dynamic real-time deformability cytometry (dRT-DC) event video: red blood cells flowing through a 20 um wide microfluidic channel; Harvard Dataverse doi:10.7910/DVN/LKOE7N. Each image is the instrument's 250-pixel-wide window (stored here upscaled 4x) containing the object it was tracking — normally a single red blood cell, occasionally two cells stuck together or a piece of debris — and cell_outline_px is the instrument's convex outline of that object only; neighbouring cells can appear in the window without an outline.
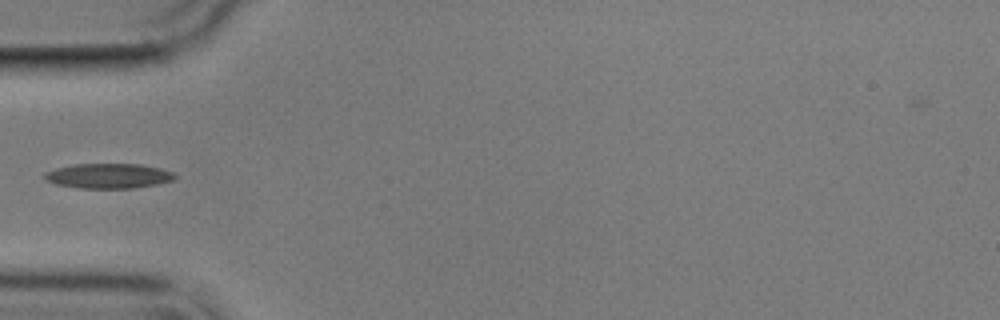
{"species": "common noctule bat (a hibernating species)", "species_latin": "Nyctalus noctula", "temperature_condition": "cold", "stored_images_in_passage": 3, "camera_frame_rate_fps": 3000, "um_per_image_px": 0.085, "animal": {"sex": "male", "body_mass_g": 17.9}, "frame": {"image": 1, "passage_image": 3, "time_ms": 3.0, "image_size_px": [1000, 320], "cell_outline_px": [[176, 176], [172, 180], [156, 184], [132, 188], [76, 188], [56, 184], [44, 180], [44, 172], [56, 168], [76, 164], [140, 164], [160, 168], [172, 172]], "centroid_in_image_um": [9.17, 14.95], "position_along_channel_um": 75.8, "area_um2": 18.84}}